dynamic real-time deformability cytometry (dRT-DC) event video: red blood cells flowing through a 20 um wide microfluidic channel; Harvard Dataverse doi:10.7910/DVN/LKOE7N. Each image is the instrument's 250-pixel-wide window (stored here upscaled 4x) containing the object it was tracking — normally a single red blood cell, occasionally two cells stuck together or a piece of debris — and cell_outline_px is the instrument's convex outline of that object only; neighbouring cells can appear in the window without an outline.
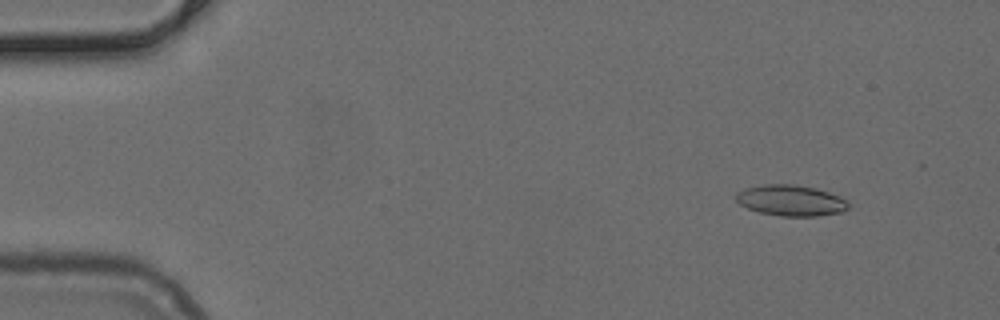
{"species": "common noctule bat (a hibernating species)", "species_latin": "Nyctalus noctula", "temperature_condition": "cold", "stored_images_in_passage": 51, "camera_frame_rate_fps": 3000, "um_per_image_px": 0.085, "animal": {"sex": "female", "body_mass_g": 24.6, "forearm_length_mm": 56.2}, "frame": {"image": 1, "passage_image": 6, "time_ms": 1.667, "image_size_px": [1000, 320], "cell_outline_px": [[848, 208], [840, 212], [816, 216], [780, 216], [760, 212], [748, 208], [740, 204], [736, 200], [736, 192], [744, 188], [764, 184], [792, 184], [816, 188], [828, 192], [844, 200], [848, 204]], "centroid_in_image_um": [67.16, 17.03], "position_along_channel_um": 17.8, "area_um2": 20.0}}
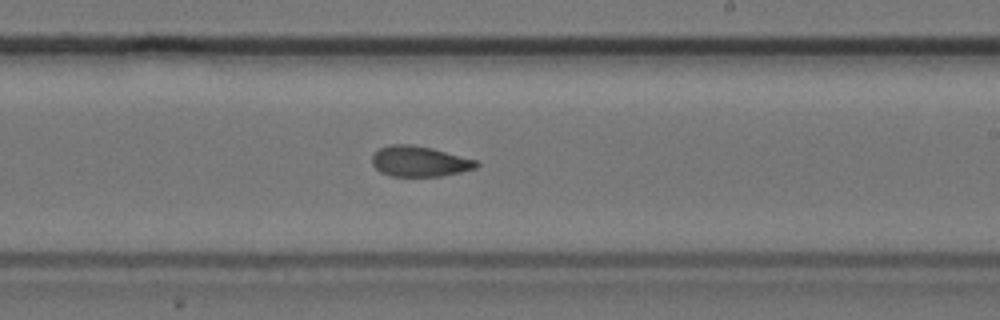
{"frame": {"image": 2, "passage_image": 31, "time_ms": 10.0, "image_size_px": [1000, 320], "cell_outline_px": [[480, 164], [476, 168], [460, 172], [440, 176], [392, 176], [380, 172], [372, 164], [372, 156], [380, 148], [392, 144], [408, 144], [432, 148], [476, 160]], "centroid_in_image_um": [35.65, 13.72], "position_along_channel_um": 253.3, "area_um2": 18.38}}
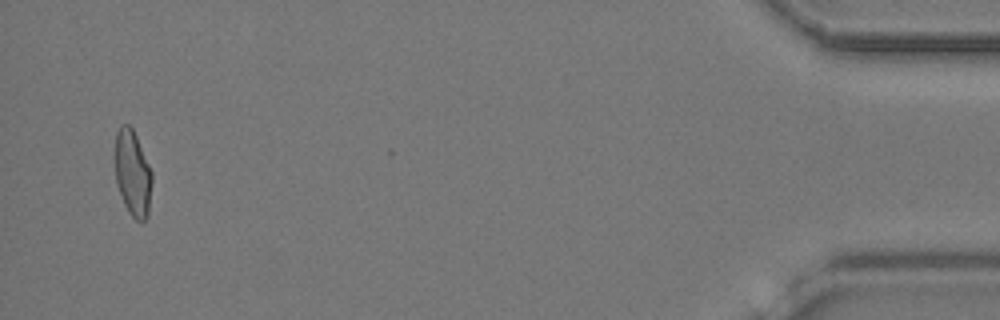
{"frame": {"image": 3, "passage_image": 50, "time_ms": 16.333, "image_size_px": [1000, 320], "cell_outline_px": [[152, 184], [148, 216], [144, 220], [136, 220], [128, 212], [124, 204], [116, 184], [112, 156], [116, 132], [120, 124], [128, 124], [132, 128], [136, 136], [152, 172]], "centroid_in_image_um": [11.22, 14.69], "position_along_channel_um": 424.0, "area_um2": 19.13}}